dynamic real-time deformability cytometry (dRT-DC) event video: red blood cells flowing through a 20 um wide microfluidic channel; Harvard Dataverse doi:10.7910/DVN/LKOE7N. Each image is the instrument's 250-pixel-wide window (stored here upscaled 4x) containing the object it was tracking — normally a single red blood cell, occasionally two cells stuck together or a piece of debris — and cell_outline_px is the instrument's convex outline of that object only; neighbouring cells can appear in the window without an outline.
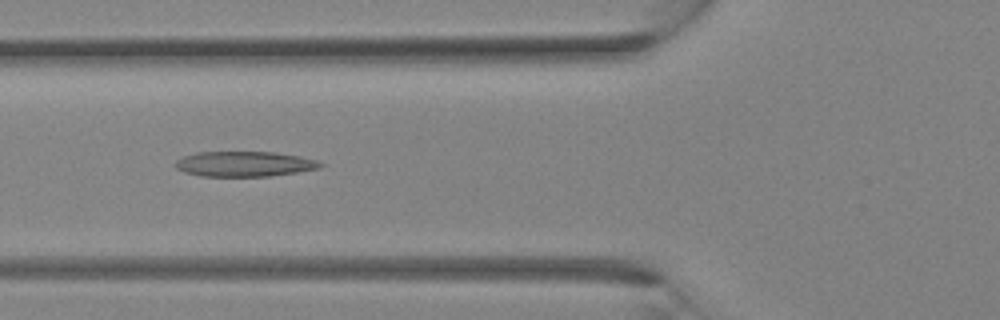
{"species": "Egyptian fruit bat (a non-hibernating species)", "species_latin": "Rousettus aegyptiacus", "temperature_condition": "room temperature", "stored_images_in_passage": 24, "camera_frame_rate_fps": 3000, "um_per_image_px": 0.085, "animal": {"sex": "female"}, "frame": {"image": 1, "passage_image": 3, "time_ms": 0.667, "image_size_px": [1000, 320], "cell_outline_px": [[324, 164], [320, 168], [272, 176], [200, 176], [184, 172], [176, 168], [176, 160], [184, 156], [196, 152], [276, 152], [300, 156], [316, 160]], "centroid_in_image_um": [20.78, 13.93], "position_along_channel_um": 105.0, "area_um2": 21.27}}
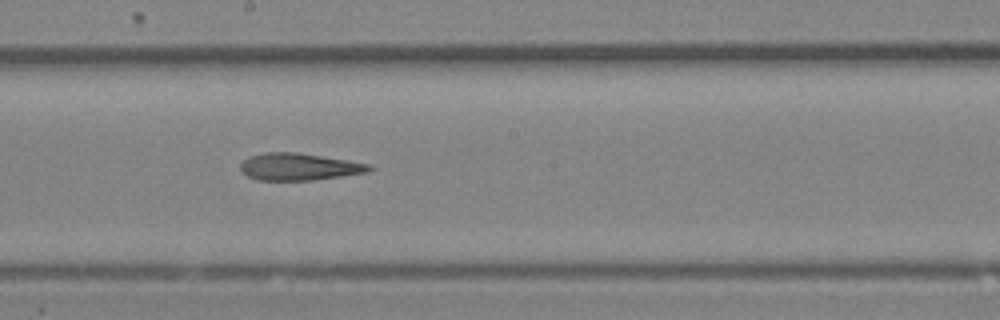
{"frame": {"image": 2, "passage_image": 9, "time_ms": 2.667, "image_size_px": [1000, 320], "cell_outline_px": [[376, 168], [368, 172], [312, 180], [256, 180], [240, 172], [240, 164], [248, 156], [264, 152], [296, 152], [372, 164]], "centroid_in_image_um": [25.4, 14.17], "position_along_channel_um": 222.8, "area_um2": 20.46}}
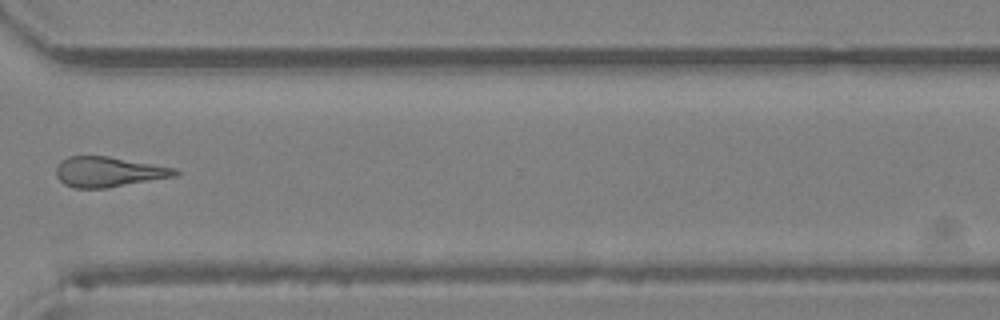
{"frame": {"image": 3, "passage_image": 16, "time_ms": 5.0, "image_size_px": [1000, 320], "cell_outline_px": [[180, 172], [176, 176], [104, 188], [76, 188], [64, 184], [56, 176], [56, 164], [60, 160], [68, 156], [108, 156], [176, 168]], "centroid_in_image_um": [9.19, 14.6], "position_along_channel_um": 361.4, "area_um2": 20.87}}